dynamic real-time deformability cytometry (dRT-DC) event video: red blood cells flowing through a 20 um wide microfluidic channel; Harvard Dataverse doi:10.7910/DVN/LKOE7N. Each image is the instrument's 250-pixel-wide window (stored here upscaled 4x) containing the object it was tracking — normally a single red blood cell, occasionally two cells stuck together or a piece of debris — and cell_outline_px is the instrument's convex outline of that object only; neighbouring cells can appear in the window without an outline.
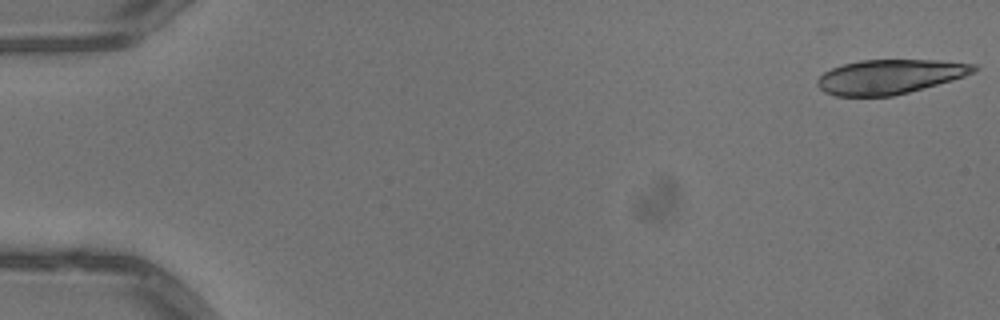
{"species": "common noctule bat (a hibernating species)", "species_latin": "Nyctalus noctula", "temperature_condition": "warm", "stored_images_in_passage": 11, "camera_frame_rate_fps": 3000, "um_per_image_px": 0.085, "animal": {"sex": "male", "body_mass_g": 13.3}, "frame": {"image": 1, "passage_image": 1, "time_ms": 0.0, "image_size_px": [1000, 320], "cell_outline_px": [[980, 68], [964, 76], [952, 80], [908, 92], [892, 96], [836, 96], [824, 92], [816, 84], [816, 80], [824, 72], [832, 68], [844, 64], [860, 60], [936, 60], [976, 64]], "centroid_in_image_um": [75.61, 6.51], "position_along_channel_um": 9.4, "area_um2": 31.27}}